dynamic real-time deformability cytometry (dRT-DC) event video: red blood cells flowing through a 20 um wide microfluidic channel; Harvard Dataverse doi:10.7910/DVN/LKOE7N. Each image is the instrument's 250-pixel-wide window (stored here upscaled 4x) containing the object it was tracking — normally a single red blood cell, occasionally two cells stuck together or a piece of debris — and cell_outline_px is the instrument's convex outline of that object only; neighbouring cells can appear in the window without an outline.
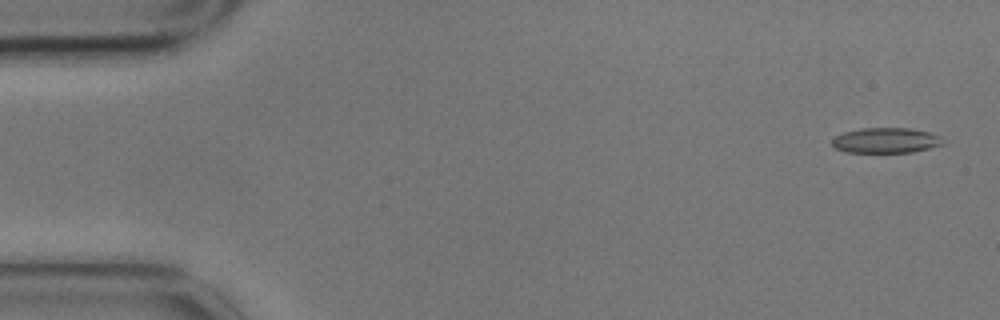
{"species": "common noctule bat (a hibernating species)", "species_latin": "Nyctalus noctula", "temperature_condition": "cold", "stored_images_in_passage": 4, "camera_frame_rate_fps": 3000, "um_per_image_px": 0.085, "animal": {"sex": "male", "body_mass_g": 17.9}, "frame": {"image": 1, "passage_image": 1, "time_ms": 0.0, "image_size_px": [1000, 320], "cell_outline_px": [[944, 144], [912, 152], [844, 152], [836, 148], [832, 144], [832, 140], [836, 136], [844, 132], [860, 128], [912, 128], [944, 136]], "centroid_in_image_um": [75.34, 11.92], "position_along_channel_um": 9.7, "area_um2": 16.42}}
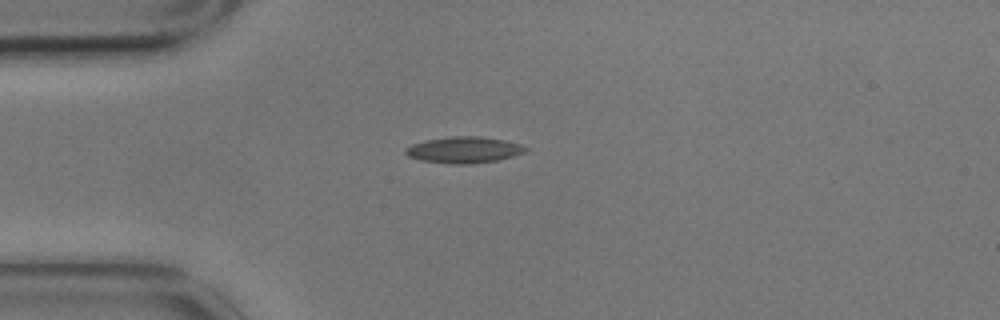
{"frame": {"image": 2, "passage_image": 4, "time_ms": 1.0, "image_size_px": [1000, 320], "cell_outline_px": [[528, 148], [524, 152], [512, 156], [496, 160], [468, 164], [452, 164], [420, 160], [408, 156], [404, 152], [404, 148], [412, 144], [424, 140], [452, 136], [480, 136], [504, 140], [520, 144]], "centroid_in_image_um": [39.39, 12.73], "position_along_channel_um": 45.6, "area_um2": 18.32}}